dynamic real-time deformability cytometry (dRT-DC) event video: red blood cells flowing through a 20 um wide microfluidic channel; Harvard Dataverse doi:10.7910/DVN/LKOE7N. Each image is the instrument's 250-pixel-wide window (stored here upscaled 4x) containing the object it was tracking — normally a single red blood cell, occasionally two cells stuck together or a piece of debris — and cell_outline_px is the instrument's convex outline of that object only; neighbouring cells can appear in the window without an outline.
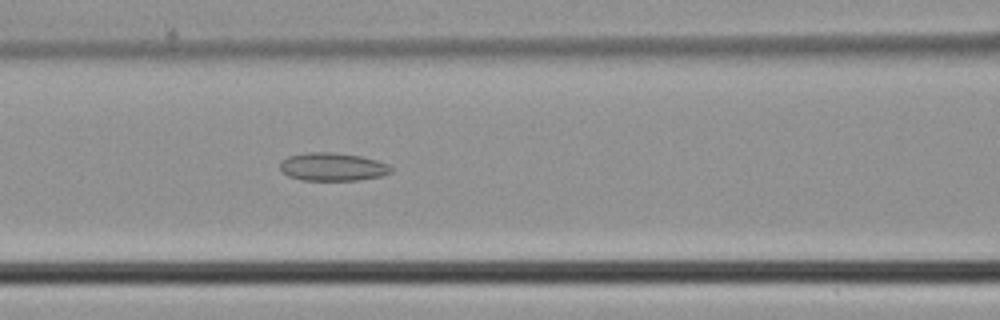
{"species": "common noctule bat (a hibernating species)", "species_latin": "Nyctalus noctula", "temperature_condition": "cold", "stored_images_in_passage": 34, "camera_frame_rate_fps": 3000, "um_per_image_px": 0.085, "animal": {"sex": "male", "body_mass_g": 21.5, "forearm_length_mm": 52.0}, "frame": {"image": 1, "passage_image": 8, "time_ms": 2.333, "image_size_px": [1000, 320], "cell_outline_px": [[392, 172], [380, 176], [356, 180], [300, 180], [288, 176], [280, 168], [280, 160], [288, 156], [304, 152], [332, 152], [360, 156], [376, 160], [388, 164], [392, 168]], "centroid_in_image_um": [28.23, 14.17], "position_along_channel_um": 138.4, "area_um2": 18.21}}
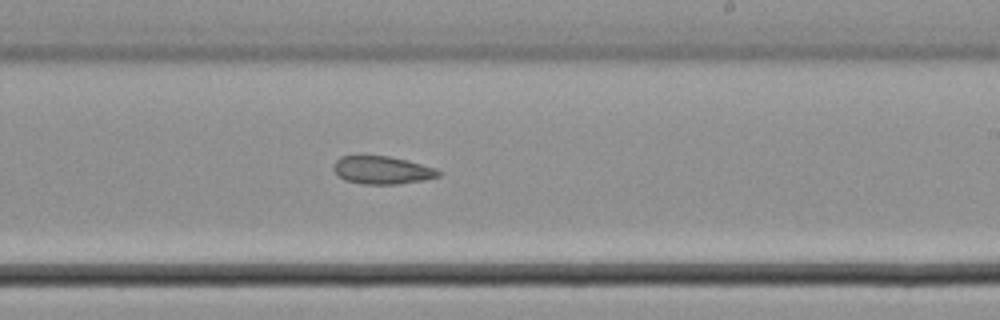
{"frame": {"image": 2, "passage_image": 16, "time_ms": 5.0, "image_size_px": [1000, 320], "cell_outline_px": [[440, 176], [424, 180], [396, 184], [364, 184], [344, 180], [332, 168], [336, 160], [340, 156], [388, 156], [436, 168], [440, 172]], "centroid_in_image_um": [32.47, 14.46], "position_along_channel_um": 256.5, "area_um2": 16.82}}
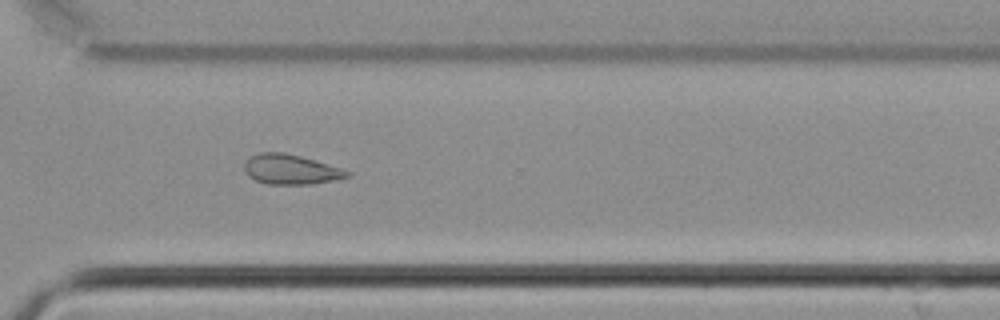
{"frame": {"image": 3, "passage_image": 22, "time_ms": 7.0, "image_size_px": [1000, 320], "cell_outline_px": [[352, 176], [336, 180], [312, 184], [268, 184], [256, 180], [248, 176], [244, 168], [244, 164], [252, 156], [260, 152], [284, 152], [300, 156], [340, 168], [352, 172]], "centroid_in_image_um": [24.74, 14.41], "position_along_channel_um": 345.9, "area_um2": 17.8}}